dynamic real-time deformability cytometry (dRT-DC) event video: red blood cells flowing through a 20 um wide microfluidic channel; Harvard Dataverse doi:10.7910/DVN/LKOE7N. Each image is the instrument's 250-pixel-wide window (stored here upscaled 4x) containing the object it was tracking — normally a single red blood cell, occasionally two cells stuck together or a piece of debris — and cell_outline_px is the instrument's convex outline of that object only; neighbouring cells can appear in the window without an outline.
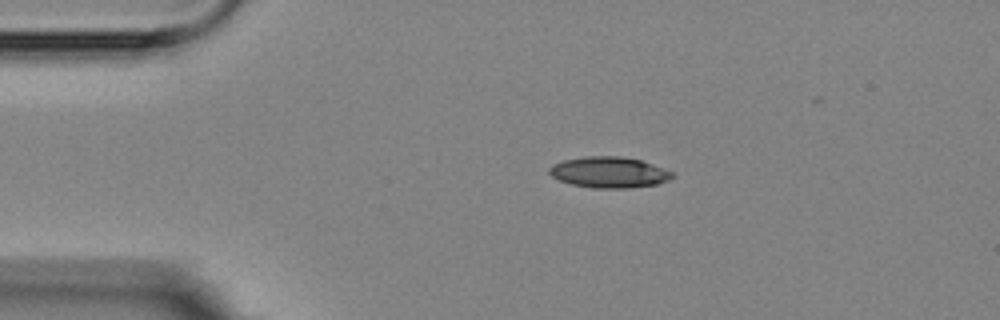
{"species": "Egyptian fruit bat (a non-hibernating species)", "species_latin": "Rousettus aegyptiacus", "temperature_condition": "room temperature", "stored_images_in_passage": 4, "camera_frame_rate_fps": 3000, "um_per_image_px": 0.085, "animal": {"sex": "female"}, "frame": {"image": 1, "passage_image": 1, "time_ms": 0.0, "image_size_px": [1000, 320], "cell_outline_px": [[676, 176], [668, 180], [656, 184], [628, 188], [592, 188], [572, 184], [560, 180], [552, 176], [548, 172], [548, 168], [552, 164], [564, 160], [584, 156], [620, 156], [640, 160], [652, 164], [672, 172]], "centroid_in_image_um": [51.75, 14.64], "position_along_channel_um": 33.3, "area_um2": 22.14}}
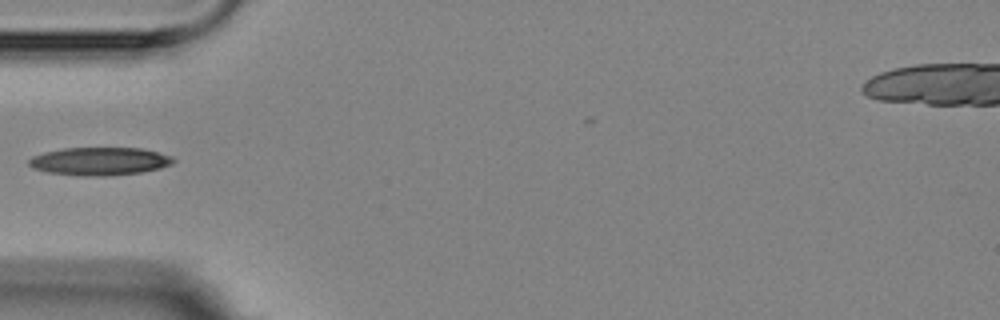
{"frame": {"image": 2, "passage_image": 3, "time_ms": 2.333, "image_size_px": [1000, 320], "cell_outline_px": [[176, 160], [172, 164], [160, 168], [140, 172], [104, 176], [84, 176], [48, 172], [32, 168], [28, 164], [28, 160], [32, 156], [44, 152], [64, 148], [140, 148], [172, 156]], "centroid_in_image_um": [8.45, 13.7], "position_along_channel_um": 76.6, "area_um2": 23.47}}
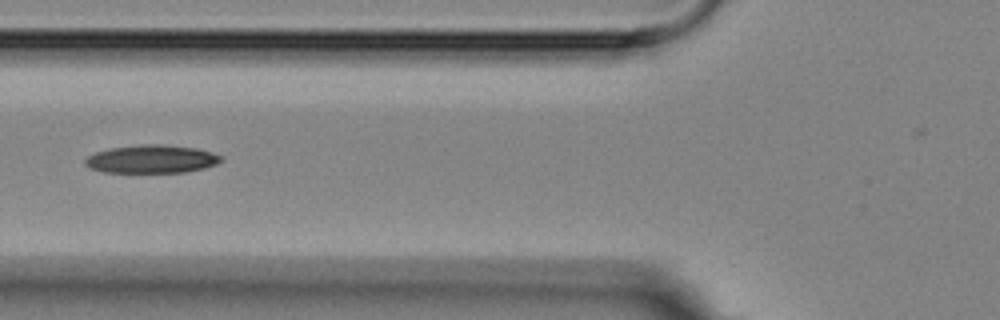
{"frame": {"image": 3, "passage_image": 4, "time_ms": 3.333, "image_size_px": [1000, 320], "cell_outline_px": [[224, 160], [216, 164], [204, 168], [184, 172], [104, 172], [92, 168], [84, 164], [84, 160], [88, 156], [96, 152], [108, 148], [140, 144], [160, 144], [196, 148], [220, 156]], "centroid_in_image_um": [12.86, 13.51], "position_along_channel_um": 112.9, "area_um2": 22.14}}